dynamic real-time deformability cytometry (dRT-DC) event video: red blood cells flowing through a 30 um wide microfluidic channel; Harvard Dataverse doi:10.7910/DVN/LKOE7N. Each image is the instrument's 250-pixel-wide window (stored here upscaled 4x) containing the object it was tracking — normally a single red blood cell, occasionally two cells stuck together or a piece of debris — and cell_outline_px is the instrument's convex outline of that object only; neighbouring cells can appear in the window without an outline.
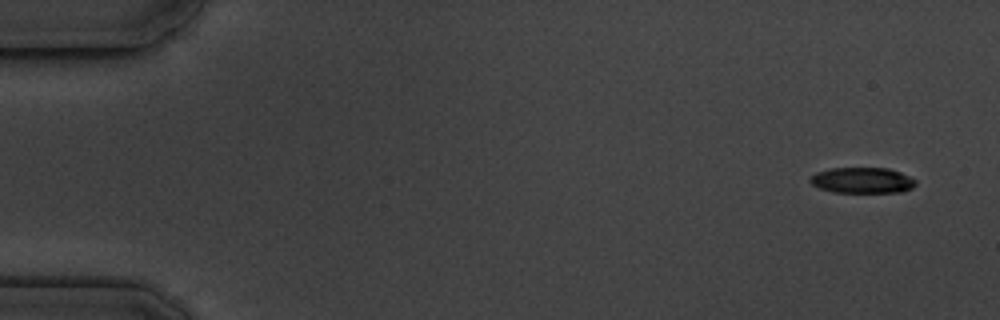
{"species": "common noctule bat (a hibernating species)", "species_latin": "Nyctalus noctula", "temperature_condition": "cold", "stored_images_in_passage": 5, "camera_frame_rate_fps": 3000, "um_per_image_px": 0.085, "animal": {"sex": "male", "body_mass_g": 19.5, "forearm_length_mm": 54.6}, "frame": {"image": 1, "passage_image": 1, "time_ms": 0.0, "image_size_px": [1000, 320], "cell_outline_px": [[916, 184], [912, 188], [904, 192], [832, 192], [820, 188], [812, 184], [808, 180], [816, 172], [832, 168], [888, 168], [900, 172], [916, 180]], "centroid_in_image_um": [73.3, 15.33], "position_along_channel_um": 11.7, "area_um2": 15.84}}
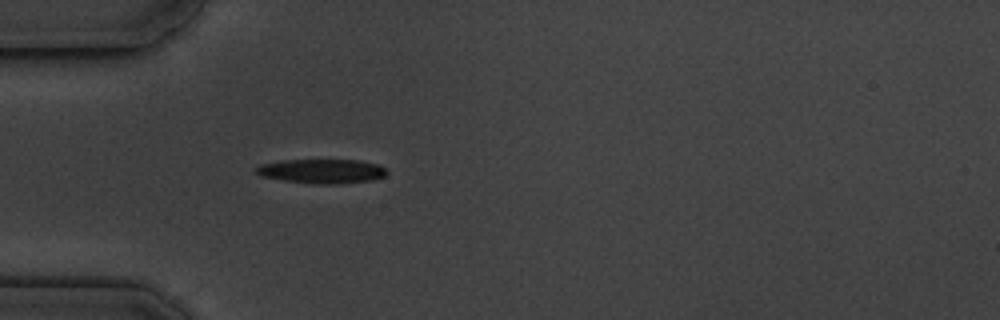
{"frame": {"image": 2, "passage_image": 5, "time_ms": 4.667, "image_size_px": [1000, 320], "cell_outline_px": [[388, 172], [384, 176], [372, 180], [340, 184], [312, 184], [284, 180], [260, 176], [256, 172], [256, 168], [260, 164], [284, 160], [360, 160], [380, 164]], "centroid_in_image_um": [27.39, 14.55], "position_along_channel_um": 57.6, "area_um2": 18.61}}